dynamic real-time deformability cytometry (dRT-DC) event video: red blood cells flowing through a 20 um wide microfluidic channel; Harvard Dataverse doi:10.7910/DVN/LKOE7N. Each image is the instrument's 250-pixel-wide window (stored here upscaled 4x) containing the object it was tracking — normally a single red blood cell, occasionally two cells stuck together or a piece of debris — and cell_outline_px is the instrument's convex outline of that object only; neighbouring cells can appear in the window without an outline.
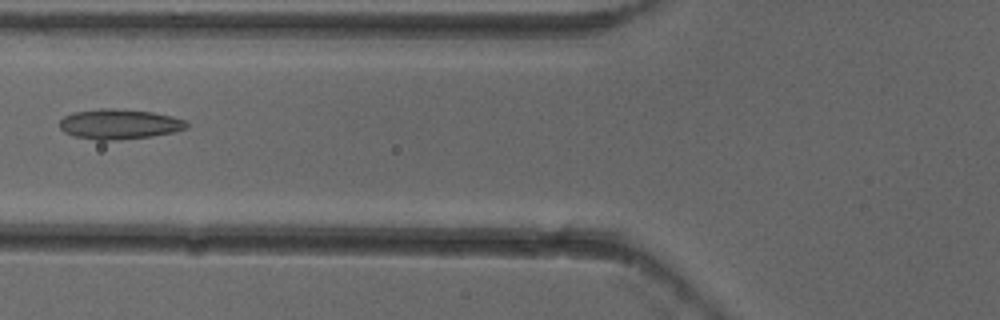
{"species": "common noctule bat (a hibernating species)", "species_latin": "Nyctalus noctula", "temperature_condition": "cold", "stored_images_in_passage": 3, "camera_frame_rate_fps": 3000, "um_per_image_px": 0.085, "animal": {"sex": "female"}, "frame": {"image": 1, "passage_image": 2, "time_ms": 0.333, "image_size_px": [1000, 320], "cell_outline_px": [[188, 124], [184, 128], [172, 132], [152, 136], [120, 140], [96, 140], [76, 136], [64, 132], [60, 128], [60, 120], [64, 116], [72, 112], [100, 108], [116, 108], [152, 112], [172, 116], [184, 120]], "centroid_in_image_um": [10.1, 10.54], "position_along_channel_um": 115.7, "area_um2": 22.2}}
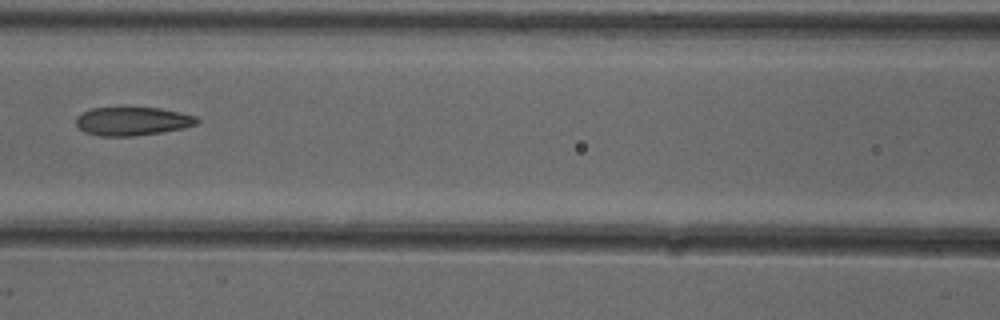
{"frame": {"image": 2, "passage_image": 3, "time_ms": 0.667, "image_size_px": [1000, 320], "cell_outline_px": [[200, 120], [196, 124], [184, 128], [160, 132], [132, 136], [100, 136], [84, 132], [76, 124], [76, 116], [92, 108], [160, 108], [180, 112], [196, 116]], "centroid_in_image_um": [11.26, 10.3], "position_along_channel_um": 155.3, "area_um2": 19.94}}